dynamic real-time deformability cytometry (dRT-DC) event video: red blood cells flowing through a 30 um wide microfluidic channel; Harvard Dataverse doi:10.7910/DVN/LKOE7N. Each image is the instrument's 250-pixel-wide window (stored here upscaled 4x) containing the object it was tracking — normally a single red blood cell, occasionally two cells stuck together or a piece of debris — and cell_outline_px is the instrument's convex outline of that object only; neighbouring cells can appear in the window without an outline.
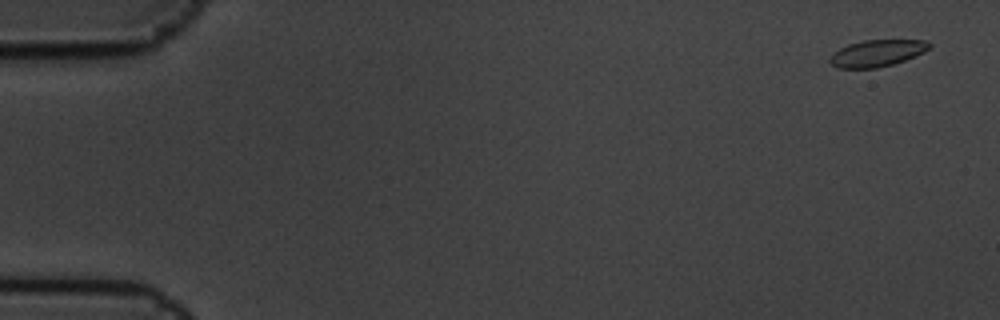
{"species": "common noctule bat (a hibernating species)", "species_latin": "Nyctalus noctula", "temperature_condition": "cold", "stored_images_in_passage": 6, "camera_frame_rate_fps": 3000, "um_per_image_px": 0.085, "animal": {"sex": "male", "body_mass_g": 19.5, "forearm_length_mm": 54.6}, "frame": {"image": 1, "passage_image": 1, "time_ms": 0.0, "image_size_px": [1000, 320], "cell_outline_px": [[932, 44], [924, 52], [904, 60], [892, 64], [876, 68], [836, 68], [828, 60], [840, 48], [848, 44], [864, 40], [928, 40]], "centroid_in_image_um": [74.56, 4.51], "position_along_channel_um": 10.4, "area_um2": 15.32}}
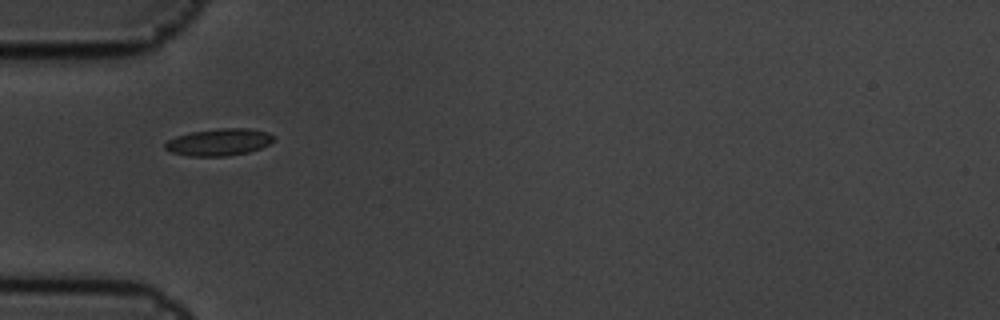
{"frame": {"image": 2, "passage_image": 5, "time_ms": 1.333, "image_size_px": [1000, 320], "cell_outline_px": [[276, 140], [260, 148], [248, 152], [228, 156], [188, 156], [172, 152], [164, 148], [164, 144], [168, 140], [176, 136], [192, 132], [220, 128], [248, 128], [268, 132], [276, 136]], "centroid_in_image_um": [18.64, 12.08], "position_along_channel_um": 66.4, "area_um2": 17.17}}
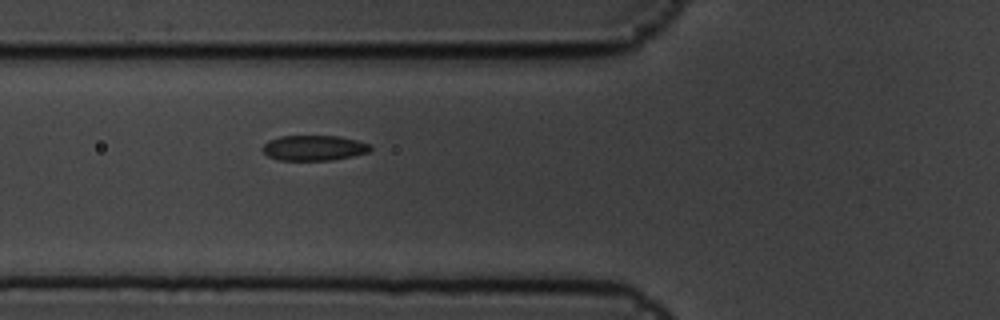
{"frame": {"image": 3, "passage_image": 6, "time_ms": 1.667, "image_size_px": [1000, 320], "cell_outline_px": [[372, 148], [368, 152], [352, 156], [332, 160], [280, 160], [268, 156], [264, 152], [264, 144], [268, 140], [280, 136], [340, 136], [356, 140], [368, 144]], "centroid_in_image_um": [26.68, 12.57], "position_along_channel_um": 99.1, "area_um2": 15.72}}